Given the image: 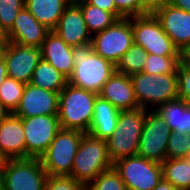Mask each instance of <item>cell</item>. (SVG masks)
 Here are the masks:
<instances>
[{
    "label": "cell",
    "mask_w": 190,
    "mask_h": 190,
    "mask_svg": "<svg viewBox=\"0 0 190 190\" xmlns=\"http://www.w3.org/2000/svg\"><path fill=\"white\" fill-rule=\"evenodd\" d=\"M74 69L68 83L99 94L113 75L115 65L93 51L92 43L73 47Z\"/></svg>",
    "instance_id": "1"
},
{
    "label": "cell",
    "mask_w": 190,
    "mask_h": 190,
    "mask_svg": "<svg viewBox=\"0 0 190 190\" xmlns=\"http://www.w3.org/2000/svg\"><path fill=\"white\" fill-rule=\"evenodd\" d=\"M98 94L69 83L59 92L58 118L62 129L88 133Z\"/></svg>",
    "instance_id": "2"
},
{
    "label": "cell",
    "mask_w": 190,
    "mask_h": 190,
    "mask_svg": "<svg viewBox=\"0 0 190 190\" xmlns=\"http://www.w3.org/2000/svg\"><path fill=\"white\" fill-rule=\"evenodd\" d=\"M148 109L120 111L116 128L106 140L109 158L114 164L120 159L137 155Z\"/></svg>",
    "instance_id": "3"
},
{
    "label": "cell",
    "mask_w": 190,
    "mask_h": 190,
    "mask_svg": "<svg viewBox=\"0 0 190 190\" xmlns=\"http://www.w3.org/2000/svg\"><path fill=\"white\" fill-rule=\"evenodd\" d=\"M113 167L109 158L107 141L84 133L71 171V177L85 186L102 172Z\"/></svg>",
    "instance_id": "4"
},
{
    "label": "cell",
    "mask_w": 190,
    "mask_h": 190,
    "mask_svg": "<svg viewBox=\"0 0 190 190\" xmlns=\"http://www.w3.org/2000/svg\"><path fill=\"white\" fill-rule=\"evenodd\" d=\"M130 78L136 100L141 108L156 109L159 105L178 98L177 73L140 72L131 75Z\"/></svg>",
    "instance_id": "5"
},
{
    "label": "cell",
    "mask_w": 190,
    "mask_h": 190,
    "mask_svg": "<svg viewBox=\"0 0 190 190\" xmlns=\"http://www.w3.org/2000/svg\"><path fill=\"white\" fill-rule=\"evenodd\" d=\"M84 132L60 129L46 152L40 157L48 176H71L79 144Z\"/></svg>",
    "instance_id": "6"
},
{
    "label": "cell",
    "mask_w": 190,
    "mask_h": 190,
    "mask_svg": "<svg viewBox=\"0 0 190 190\" xmlns=\"http://www.w3.org/2000/svg\"><path fill=\"white\" fill-rule=\"evenodd\" d=\"M132 31L134 43L144 48L148 54L183 56L153 13L132 17Z\"/></svg>",
    "instance_id": "7"
},
{
    "label": "cell",
    "mask_w": 190,
    "mask_h": 190,
    "mask_svg": "<svg viewBox=\"0 0 190 190\" xmlns=\"http://www.w3.org/2000/svg\"><path fill=\"white\" fill-rule=\"evenodd\" d=\"M93 51L117 64L133 45L132 17L117 19L111 26L91 37Z\"/></svg>",
    "instance_id": "8"
},
{
    "label": "cell",
    "mask_w": 190,
    "mask_h": 190,
    "mask_svg": "<svg viewBox=\"0 0 190 190\" xmlns=\"http://www.w3.org/2000/svg\"><path fill=\"white\" fill-rule=\"evenodd\" d=\"M3 190H44L48 177L39 158L8 159L2 173Z\"/></svg>",
    "instance_id": "9"
},
{
    "label": "cell",
    "mask_w": 190,
    "mask_h": 190,
    "mask_svg": "<svg viewBox=\"0 0 190 190\" xmlns=\"http://www.w3.org/2000/svg\"><path fill=\"white\" fill-rule=\"evenodd\" d=\"M127 190H153L163 178L161 163L139 155L129 156L113 164Z\"/></svg>",
    "instance_id": "10"
},
{
    "label": "cell",
    "mask_w": 190,
    "mask_h": 190,
    "mask_svg": "<svg viewBox=\"0 0 190 190\" xmlns=\"http://www.w3.org/2000/svg\"><path fill=\"white\" fill-rule=\"evenodd\" d=\"M149 111V112H148ZM146 113L137 155L162 163L167 158L168 139L172 130L155 109Z\"/></svg>",
    "instance_id": "11"
},
{
    "label": "cell",
    "mask_w": 190,
    "mask_h": 190,
    "mask_svg": "<svg viewBox=\"0 0 190 190\" xmlns=\"http://www.w3.org/2000/svg\"><path fill=\"white\" fill-rule=\"evenodd\" d=\"M22 118L26 142V159L39 158L46 152L61 129L58 115H38Z\"/></svg>",
    "instance_id": "12"
},
{
    "label": "cell",
    "mask_w": 190,
    "mask_h": 190,
    "mask_svg": "<svg viewBox=\"0 0 190 190\" xmlns=\"http://www.w3.org/2000/svg\"><path fill=\"white\" fill-rule=\"evenodd\" d=\"M41 59V48L9 42L4 54L7 76L28 84Z\"/></svg>",
    "instance_id": "13"
},
{
    "label": "cell",
    "mask_w": 190,
    "mask_h": 190,
    "mask_svg": "<svg viewBox=\"0 0 190 190\" xmlns=\"http://www.w3.org/2000/svg\"><path fill=\"white\" fill-rule=\"evenodd\" d=\"M153 14L173 44L179 51L185 53L190 48V12L168 4L158 8Z\"/></svg>",
    "instance_id": "14"
},
{
    "label": "cell",
    "mask_w": 190,
    "mask_h": 190,
    "mask_svg": "<svg viewBox=\"0 0 190 190\" xmlns=\"http://www.w3.org/2000/svg\"><path fill=\"white\" fill-rule=\"evenodd\" d=\"M58 102L59 92H52L28 83L13 114L17 117L58 115Z\"/></svg>",
    "instance_id": "15"
},
{
    "label": "cell",
    "mask_w": 190,
    "mask_h": 190,
    "mask_svg": "<svg viewBox=\"0 0 190 190\" xmlns=\"http://www.w3.org/2000/svg\"><path fill=\"white\" fill-rule=\"evenodd\" d=\"M65 43L75 47L91 42L83 13L80 6L71 2L60 17L56 28L53 30Z\"/></svg>",
    "instance_id": "16"
},
{
    "label": "cell",
    "mask_w": 190,
    "mask_h": 190,
    "mask_svg": "<svg viewBox=\"0 0 190 190\" xmlns=\"http://www.w3.org/2000/svg\"><path fill=\"white\" fill-rule=\"evenodd\" d=\"M50 32L25 7L18 13L12 27L6 32L9 42L41 48Z\"/></svg>",
    "instance_id": "17"
},
{
    "label": "cell",
    "mask_w": 190,
    "mask_h": 190,
    "mask_svg": "<svg viewBox=\"0 0 190 190\" xmlns=\"http://www.w3.org/2000/svg\"><path fill=\"white\" fill-rule=\"evenodd\" d=\"M98 96L108 100L119 111L133 110L140 107L135 97L130 76L116 71L104 83Z\"/></svg>",
    "instance_id": "18"
},
{
    "label": "cell",
    "mask_w": 190,
    "mask_h": 190,
    "mask_svg": "<svg viewBox=\"0 0 190 190\" xmlns=\"http://www.w3.org/2000/svg\"><path fill=\"white\" fill-rule=\"evenodd\" d=\"M0 151L8 159H26L22 118L13 113L0 124Z\"/></svg>",
    "instance_id": "19"
},
{
    "label": "cell",
    "mask_w": 190,
    "mask_h": 190,
    "mask_svg": "<svg viewBox=\"0 0 190 190\" xmlns=\"http://www.w3.org/2000/svg\"><path fill=\"white\" fill-rule=\"evenodd\" d=\"M41 56L67 79L71 76L74 69L73 47L67 45L54 31L46 35L41 46Z\"/></svg>",
    "instance_id": "20"
},
{
    "label": "cell",
    "mask_w": 190,
    "mask_h": 190,
    "mask_svg": "<svg viewBox=\"0 0 190 190\" xmlns=\"http://www.w3.org/2000/svg\"><path fill=\"white\" fill-rule=\"evenodd\" d=\"M119 112L108 100L97 96L88 133L93 137L107 140L116 128Z\"/></svg>",
    "instance_id": "21"
},
{
    "label": "cell",
    "mask_w": 190,
    "mask_h": 190,
    "mask_svg": "<svg viewBox=\"0 0 190 190\" xmlns=\"http://www.w3.org/2000/svg\"><path fill=\"white\" fill-rule=\"evenodd\" d=\"M155 110L173 133L190 136V104L177 98L159 105Z\"/></svg>",
    "instance_id": "22"
},
{
    "label": "cell",
    "mask_w": 190,
    "mask_h": 190,
    "mask_svg": "<svg viewBox=\"0 0 190 190\" xmlns=\"http://www.w3.org/2000/svg\"><path fill=\"white\" fill-rule=\"evenodd\" d=\"M69 0H25V8L47 29L53 31Z\"/></svg>",
    "instance_id": "23"
},
{
    "label": "cell",
    "mask_w": 190,
    "mask_h": 190,
    "mask_svg": "<svg viewBox=\"0 0 190 190\" xmlns=\"http://www.w3.org/2000/svg\"><path fill=\"white\" fill-rule=\"evenodd\" d=\"M31 84L52 92H60L68 79L47 61L41 59L34 69Z\"/></svg>",
    "instance_id": "24"
},
{
    "label": "cell",
    "mask_w": 190,
    "mask_h": 190,
    "mask_svg": "<svg viewBox=\"0 0 190 190\" xmlns=\"http://www.w3.org/2000/svg\"><path fill=\"white\" fill-rule=\"evenodd\" d=\"M161 167L164 180L179 190H190V164L184 158H166Z\"/></svg>",
    "instance_id": "25"
},
{
    "label": "cell",
    "mask_w": 190,
    "mask_h": 190,
    "mask_svg": "<svg viewBox=\"0 0 190 190\" xmlns=\"http://www.w3.org/2000/svg\"><path fill=\"white\" fill-rule=\"evenodd\" d=\"M76 3L80 6L91 36L105 30L117 20L111 12L93 6L86 0H81Z\"/></svg>",
    "instance_id": "26"
},
{
    "label": "cell",
    "mask_w": 190,
    "mask_h": 190,
    "mask_svg": "<svg viewBox=\"0 0 190 190\" xmlns=\"http://www.w3.org/2000/svg\"><path fill=\"white\" fill-rule=\"evenodd\" d=\"M148 53L140 45L133 43L130 49L119 59L115 65L116 72L127 76L143 71Z\"/></svg>",
    "instance_id": "27"
},
{
    "label": "cell",
    "mask_w": 190,
    "mask_h": 190,
    "mask_svg": "<svg viewBox=\"0 0 190 190\" xmlns=\"http://www.w3.org/2000/svg\"><path fill=\"white\" fill-rule=\"evenodd\" d=\"M183 56H159L148 54L142 72L149 74L177 73Z\"/></svg>",
    "instance_id": "28"
},
{
    "label": "cell",
    "mask_w": 190,
    "mask_h": 190,
    "mask_svg": "<svg viewBox=\"0 0 190 190\" xmlns=\"http://www.w3.org/2000/svg\"><path fill=\"white\" fill-rule=\"evenodd\" d=\"M25 83L6 77L0 85V102L14 113L19 106Z\"/></svg>",
    "instance_id": "29"
},
{
    "label": "cell",
    "mask_w": 190,
    "mask_h": 190,
    "mask_svg": "<svg viewBox=\"0 0 190 190\" xmlns=\"http://www.w3.org/2000/svg\"><path fill=\"white\" fill-rule=\"evenodd\" d=\"M86 190H127L120 173L111 167L86 185Z\"/></svg>",
    "instance_id": "30"
},
{
    "label": "cell",
    "mask_w": 190,
    "mask_h": 190,
    "mask_svg": "<svg viewBox=\"0 0 190 190\" xmlns=\"http://www.w3.org/2000/svg\"><path fill=\"white\" fill-rule=\"evenodd\" d=\"M24 4L25 0H0V25L5 32L12 27Z\"/></svg>",
    "instance_id": "31"
},
{
    "label": "cell",
    "mask_w": 190,
    "mask_h": 190,
    "mask_svg": "<svg viewBox=\"0 0 190 190\" xmlns=\"http://www.w3.org/2000/svg\"><path fill=\"white\" fill-rule=\"evenodd\" d=\"M190 146V136L171 132L167 145V158H184Z\"/></svg>",
    "instance_id": "32"
},
{
    "label": "cell",
    "mask_w": 190,
    "mask_h": 190,
    "mask_svg": "<svg viewBox=\"0 0 190 190\" xmlns=\"http://www.w3.org/2000/svg\"><path fill=\"white\" fill-rule=\"evenodd\" d=\"M117 8V19L148 14L143 0H113Z\"/></svg>",
    "instance_id": "33"
},
{
    "label": "cell",
    "mask_w": 190,
    "mask_h": 190,
    "mask_svg": "<svg viewBox=\"0 0 190 190\" xmlns=\"http://www.w3.org/2000/svg\"><path fill=\"white\" fill-rule=\"evenodd\" d=\"M178 98L190 104V63L183 57L178 67Z\"/></svg>",
    "instance_id": "34"
},
{
    "label": "cell",
    "mask_w": 190,
    "mask_h": 190,
    "mask_svg": "<svg viewBox=\"0 0 190 190\" xmlns=\"http://www.w3.org/2000/svg\"><path fill=\"white\" fill-rule=\"evenodd\" d=\"M44 190H86V186L71 176H48Z\"/></svg>",
    "instance_id": "35"
},
{
    "label": "cell",
    "mask_w": 190,
    "mask_h": 190,
    "mask_svg": "<svg viewBox=\"0 0 190 190\" xmlns=\"http://www.w3.org/2000/svg\"><path fill=\"white\" fill-rule=\"evenodd\" d=\"M89 4L111 12L117 18V8L113 0H86Z\"/></svg>",
    "instance_id": "36"
},
{
    "label": "cell",
    "mask_w": 190,
    "mask_h": 190,
    "mask_svg": "<svg viewBox=\"0 0 190 190\" xmlns=\"http://www.w3.org/2000/svg\"><path fill=\"white\" fill-rule=\"evenodd\" d=\"M172 0H143L144 8L149 13H154L158 8L171 4Z\"/></svg>",
    "instance_id": "37"
},
{
    "label": "cell",
    "mask_w": 190,
    "mask_h": 190,
    "mask_svg": "<svg viewBox=\"0 0 190 190\" xmlns=\"http://www.w3.org/2000/svg\"><path fill=\"white\" fill-rule=\"evenodd\" d=\"M175 7L190 12V0H172V3Z\"/></svg>",
    "instance_id": "38"
},
{
    "label": "cell",
    "mask_w": 190,
    "mask_h": 190,
    "mask_svg": "<svg viewBox=\"0 0 190 190\" xmlns=\"http://www.w3.org/2000/svg\"><path fill=\"white\" fill-rule=\"evenodd\" d=\"M153 190H179V189L175 188L170 182L162 178L160 182L154 187Z\"/></svg>",
    "instance_id": "39"
},
{
    "label": "cell",
    "mask_w": 190,
    "mask_h": 190,
    "mask_svg": "<svg viewBox=\"0 0 190 190\" xmlns=\"http://www.w3.org/2000/svg\"><path fill=\"white\" fill-rule=\"evenodd\" d=\"M6 77H8L7 68H6L4 57H3V58H0V85L3 83Z\"/></svg>",
    "instance_id": "40"
},
{
    "label": "cell",
    "mask_w": 190,
    "mask_h": 190,
    "mask_svg": "<svg viewBox=\"0 0 190 190\" xmlns=\"http://www.w3.org/2000/svg\"><path fill=\"white\" fill-rule=\"evenodd\" d=\"M11 114V112L0 102V124Z\"/></svg>",
    "instance_id": "41"
},
{
    "label": "cell",
    "mask_w": 190,
    "mask_h": 190,
    "mask_svg": "<svg viewBox=\"0 0 190 190\" xmlns=\"http://www.w3.org/2000/svg\"><path fill=\"white\" fill-rule=\"evenodd\" d=\"M9 43L8 39H0V58L4 57L6 47Z\"/></svg>",
    "instance_id": "42"
},
{
    "label": "cell",
    "mask_w": 190,
    "mask_h": 190,
    "mask_svg": "<svg viewBox=\"0 0 190 190\" xmlns=\"http://www.w3.org/2000/svg\"><path fill=\"white\" fill-rule=\"evenodd\" d=\"M8 158L0 151V174L3 173Z\"/></svg>",
    "instance_id": "43"
},
{
    "label": "cell",
    "mask_w": 190,
    "mask_h": 190,
    "mask_svg": "<svg viewBox=\"0 0 190 190\" xmlns=\"http://www.w3.org/2000/svg\"><path fill=\"white\" fill-rule=\"evenodd\" d=\"M0 39H8V38H7V33H6L5 30L1 27V25H0Z\"/></svg>",
    "instance_id": "44"
},
{
    "label": "cell",
    "mask_w": 190,
    "mask_h": 190,
    "mask_svg": "<svg viewBox=\"0 0 190 190\" xmlns=\"http://www.w3.org/2000/svg\"><path fill=\"white\" fill-rule=\"evenodd\" d=\"M183 57L190 63V48L183 53Z\"/></svg>",
    "instance_id": "45"
},
{
    "label": "cell",
    "mask_w": 190,
    "mask_h": 190,
    "mask_svg": "<svg viewBox=\"0 0 190 190\" xmlns=\"http://www.w3.org/2000/svg\"><path fill=\"white\" fill-rule=\"evenodd\" d=\"M184 159L189 162L190 164V146L188 147V151H187V154L185 155Z\"/></svg>",
    "instance_id": "46"
},
{
    "label": "cell",
    "mask_w": 190,
    "mask_h": 190,
    "mask_svg": "<svg viewBox=\"0 0 190 190\" xmlns=\"http://www.w3.org/2000/svg\"><path fill=\"white\" fill-rule=\"evenodd\" d=\"M0 190H3V177H2V174H0Z\"/></svg>",
    "instance_id": "47"
},
{
    "label": "cell",
    "mask_w": 190,
    "mask_h": 190,
    "mask_svg": "<svg viewBox=\"0 0 190 190\" xmlns=\"http://www.w3.org/2000/svg\"><path fill=\"white\" fill-rule=\"evenodd\" d=\"M70 2H78V1H81V0H69Z\"/></svg>",
    "instance_id": "48"
}]
</instances>
